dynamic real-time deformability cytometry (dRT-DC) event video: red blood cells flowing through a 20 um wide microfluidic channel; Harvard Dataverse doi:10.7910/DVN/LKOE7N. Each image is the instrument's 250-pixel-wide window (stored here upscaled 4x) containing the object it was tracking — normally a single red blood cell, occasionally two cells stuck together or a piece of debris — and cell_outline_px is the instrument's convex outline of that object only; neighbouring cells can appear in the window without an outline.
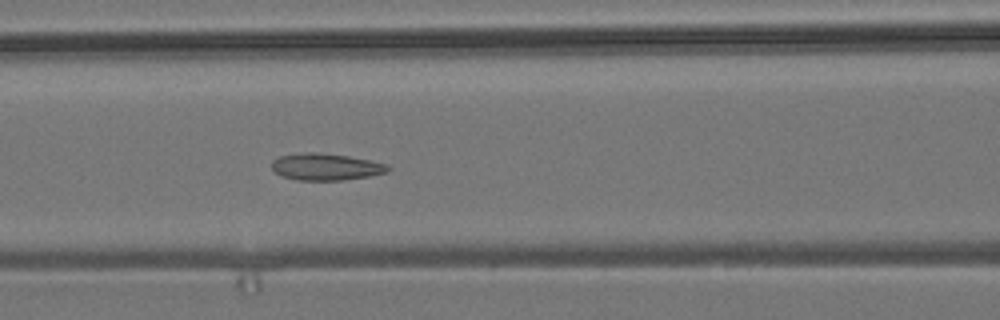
{"species": "common noctule bat (a hibernating species)", "species_latin": "Nyctalus noctula", "temperature_condition": "room temperature", "stored_images_in_passage": 4, "camera_frame_rate_fps": 3000, "um_per_image_px": 0.085, "animal": {"sex": "male", "body_mass_g": 19.2, "forearm_length_mm": 51.8}, "frame": {"image": 1, "passage_image": 4, "time_ms": 1.0, "image_size_px": [1000, 320], "cell_outline_px": [[392, 168], [388, 172], [368, 176], [344, 180], [296, 180], [280, 176], [272, 168], [272, 160], [280, 156], [304, 152], [316, 152], [348, 156], [388, 164]], "centroid_in_image_um": [27.7, 14.18], "position_along_channel_um": 138.9, "area_um2": 18.21}}